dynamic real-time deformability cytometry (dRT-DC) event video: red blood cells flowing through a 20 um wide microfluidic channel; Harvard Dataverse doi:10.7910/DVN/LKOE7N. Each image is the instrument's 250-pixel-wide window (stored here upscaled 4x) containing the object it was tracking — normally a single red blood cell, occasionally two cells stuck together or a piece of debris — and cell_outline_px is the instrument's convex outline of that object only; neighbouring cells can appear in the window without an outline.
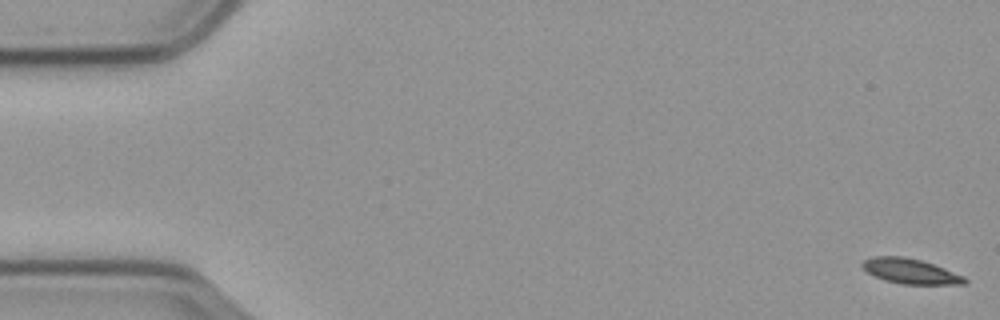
{"species": "common noctule bat (a hibernating species)", "species_latin": "Nyctalus noctula", "temperature_condition": "cold", "stored_images_in_passage": 16, "camera_frame_rate_fps": 3000, "um_per_image_px": 0.085, "animal": {"sex": "male", "body_mass_g": 23.1, "forearm_length_mm": 52.7}, "frame": {"image": 1, "passage_image": 1, "time_ms": 0.0, "image_size_px": [1000, 320], "cell_outline_px": [[968, 280], [964, 284], [900, 284], [884, 280], [868, 272], [860, 264], [864, 260], [872, 256], [900, 256], [920, 260], [944, 268], [964, 276]], "centroid_in_image_um": [77.37, 23.05], "position_along_channel_um": 7.6, "area_um2": 14.8}}
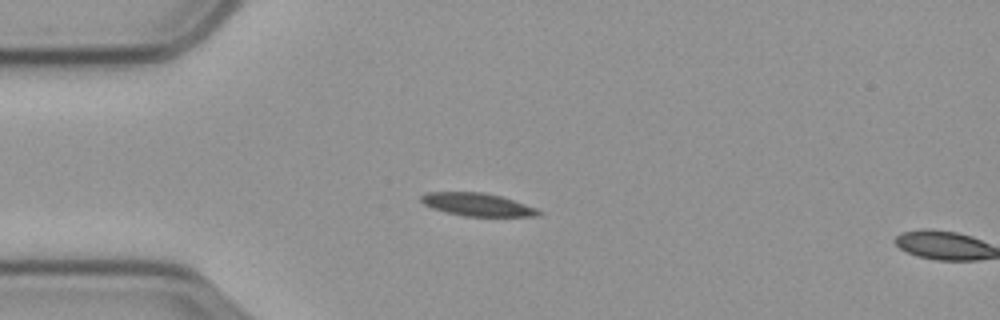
{"frame": {"image": 2, "passage_image": 15, "time_ms": 4.667, "image_size_px": [1000, 320], "cell_outline_px": [[544, 212], [540, 216], [464, 216], [444, 212], [432, 208], [424, 204], [420, 200], [420, 196], [424, 192], [484, 192], [500, 196], [536, 208]], "centroid_in_image_um": [40.55, 17.39], "position_along_channel_um": 44.5, "area_um2": 15.72}}